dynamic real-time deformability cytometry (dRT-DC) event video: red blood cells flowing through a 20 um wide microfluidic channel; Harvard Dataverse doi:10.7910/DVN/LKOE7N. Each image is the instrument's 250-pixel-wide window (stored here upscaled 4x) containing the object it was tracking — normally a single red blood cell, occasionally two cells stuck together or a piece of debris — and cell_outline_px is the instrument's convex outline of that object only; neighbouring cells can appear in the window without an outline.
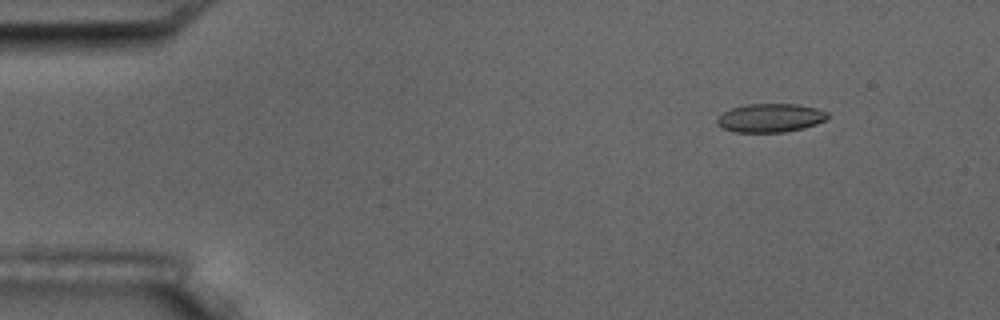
{"species": "common noctule bat (a hibernating species)", "species_latin": "Nyctalus noctula", "temperature_condition": "room temperature", "stored_images_in_passage": 4, "camera_frame_rate_fps": 3000, "um_per_image_px": 0.085, "animal": {"sex": "male", "body_mass_g": 17.5, "forearm_length_mm": 52.3}, "frame": {"image": 1, "passage_image": 2, "time_ms": 1.0, "image_size_px": [1000, 320], "cell_outline_px": [[828, 116], [824, 120], [816, 124], [804, 128], [784, 132], [736, 132], [720, 128], [716, 124], [716, 120], [724, 112], [732, 108], [748, 104], [796, 104], [816, 108], [828, 112]], "centroid_in_image_um": [65.46, 10.03], "position_along_channel_um": 19.5, "area_um2": 18.38}}